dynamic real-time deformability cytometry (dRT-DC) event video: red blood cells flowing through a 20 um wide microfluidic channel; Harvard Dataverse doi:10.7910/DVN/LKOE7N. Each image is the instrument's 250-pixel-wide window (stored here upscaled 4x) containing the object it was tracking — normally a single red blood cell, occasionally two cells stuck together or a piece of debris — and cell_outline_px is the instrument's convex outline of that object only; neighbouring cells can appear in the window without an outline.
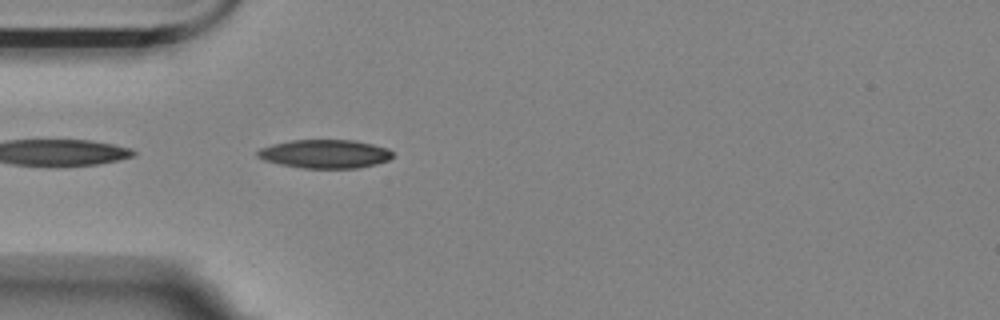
{"species": "Egyptian fruit bat (a non-hibernating species)", "species_latin": "Rousettus aegyptiacus", "temperature_condition": "room temperature", "stored_images_in_passage": 1, "camera_frame_rate_fps": 3000, "um_per_image_px": 0.085, "animal": {"sex": "female"}, "frame": {"image": 1, "passage_image": 1, "time_ms": 0.0, "image_size_px": [1000, 320], "cell_outline_px": [[392, 156], [388, 160], [376, 164], [356, 168], [304, 168], [280, 164], [264, 160], [256, 156], [256, 152], [260, 148], [272, 144], [292, 140], [356, 140], [388, 148], [392, 152]], "centroid_in_image_um": [27.61, 13.07], "position_along_channel_um": 57.4, "area_um2": 22.48}}